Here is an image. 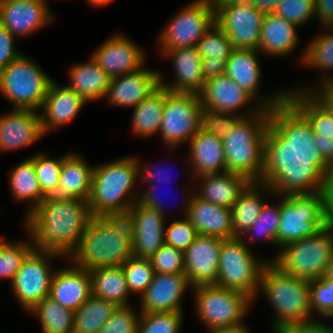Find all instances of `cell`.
<instances>
[{
	"mask_svg": "<svg viewBox=\"0 0 333 333\" xmlns=\"http://www.w3.org/2000/svg\"><path fill=\"white\" fill-rule=\"evenodd\" d=\"M132 256V235L126 215L92 216L68 258L75 266L91 271L120 266Z\"/></svg>",
	"mask_w": 333,
	"mask_h": 333,
	"instance_id": "4",
	"label": "cell"
},
{
	"mask_svg": "<svg viewBox=\"0 0 333 333\" xmlns=\"http://www.w3.org/2000/svg\"><path fill=\"white\" fill-rule=\"evenodd\" d=\"M190 287L185 273H154L151 283L141 294L140 313L182 311V296Z\"/></svg>",
	"mask_w": 333,
	"mask_h": 333,
	"instance_id": "21",
	"label": "cell"
},
{
	"mask_svg": "<svg viewBox=\"0 0 333 333\" xmlns=\"http://www.w3.org/2000/svg\"><path fill=\"white\" fill-rule=\"evenodd\" d=\"M156 185L154 184L153 186L151 185L148 187L147 191L145 190L144 194L142 196L138 197L137 202L147 208H150L152 210H156L157 212L161 213L163 216L164 215V208L163 205L161 204V200L159 199V194H156ZM155 186V187H154ZM154 187V188H153Z\"/></svg>",
	"mask_w": 333,
	"mask_h": 333,
	"instance_id": "58",
	"label": "cell"
},
{
	"mask_svg": "<svg viewBox=\"0 0 333 333\" xmlns=\"http://www.w3.org/2000/svg\"><path fill=\"white\" fill-rule=\"evenodd\" d=\"M190 165L194 179L206 174L226 172L225 151L222 139L202 128L190 139Z\"/></svg>",
	"mask_w": 333,
	"mask_h": 333,
	"instance_id": "30",
	"label": "cell"
},
{
	"mask_svg": "<svg viewBox=\"0 0 333 333\" xmlns=\"http://www.w3.org/2000/svg\"><path fill=\"white\" fill-rule=\"evenodd\" d=\"M52 80L33 60L21 54L0 72V93L14 109L38 111Z\"/></svg>",
	"mask_w": 333,
	"mask_h": 333,
	"instance_id": "8",
	"label": "cell"
},
{
	"mask_svg": "<svg viewBox=\"0 0 333 333\" xmlns=\"http://www.w3.org/2000/svg\"><path fill=\"white\" fill-rule=\"evenodd\" d=\"M304 333H333V328L324 322L314 321V319L305 322Z\"/></svg>",
	"mask_w": 333,
	"mask_h": 333,
	"instance_id": "62",
	"label": "cell"
},
{
	"mask_svg": "<svg viewBox=\"0 0 333 333\" xmlns=\"http://www.w3.org/2000/svg\"><path fill=\"white\" fill-rule=\"evenodd\" d=\"M215 22V8L209 0H196L176 14L159 37L160 50L196 47Z\"/></svg>",
	"mask_w": 333,
	"mask_h": 333,
	"instance_id": "13",
	"label": "cell"
},
{
	"mask_svg": "<svg viewBox=\"0 0 333 333\" xmlns=\"http://www.w3.org/2000/svg\"><path fill=\"white\" fill-rule=\"evenodd\" d=\"M189 195L185 200L184 216L190 220L198 235L233 238L231 208L214 205L191 191Z\"/></svg>",
	"mask_w": 333,
	"mask_h": 333,
	"instance_id": "22",
	"label": "cell"
},
{
	"mask_svg": "<svg viewBox=\"0 0 333 333\" xmlns=\"http://www.w3.org/2000/svg\"><path fill=\"white\" fill-rule=\"evenodd\" d=\"M306 321L275 322L272 327L276 333H304Z\"/></svg>",
	"mask_w": 333,
	"mask_h": 333,
	"instance_id": "60",
	"label": "cell"
},
{
	"mask_svg": "<svg viewBox=\"0 0 333 333\" xmlns=\"http://www.w3.org/2000/svg\"><path fill=\"white\" fill-rule=\"evenodd\" d=\"M91 295L110 301L116 306H129L130 293L122 265L89 271Z\"/></svg>",
	"mask_w": 333,
	"mask_h": 333,
	"instance_id": "36",
	"label": "cell"
},
{
	"mask_svg": "<svg viewBox=\"0 0 333 333\" xmlns=\"http://www.w3.org/2000/svg\"><path fill=\"white\" fill-rule=\"evenodd\" d=\"M286 176L285 172L276 178L266 181H251L241 192L234 206L231 208L233 222V238L244 237L243 234L257 220L262 206L265 204L260 188L275 193L280 181ZM259 188V190H258Z\"/></svg>",
	"mask_w": 333,
	"mask_h": 333,
	"instance_id": "27",
	"label": "cell"
},
{
	"mask_svg": "<svg viewBox=\"0 0 333 333\" xmlns=\"http://www.w3.org/2000/svg\"><path fill=\"white\" fill-rule=\"evenodd\" d=\"M333 252V224L315 235L285 245L273 261L289 275L306 281L320 279Z\"/></svg>",
	"mask_w": 333,
	"mask_h": 333,
	"instance_id": "7",
	"label": "cell"
},
{
	"mask_svg": "<svg viewBox=\"0 0 333 333\" xmlns=\"http://www.w3.org/2000/svg\"><path fill=\"white\" fill-rule=\"evenodd\" d=\"M58 256L61 257L54 252L33 249L16 272L11 287L20 305L28 312L49 296L54 275L49 262Z\"/></svg>",
	"mask_w": 333,
	"mask_h": 333,
	"instance_id": "14",
	"label": "cell"
},
{
	"mask_svg": "<svg viewBox=\"0 0 333 333\" xmlns=\"http://www.w3.org/2000/svg\"><path fill=\"white\" fill-rule=\"evenodd\" d=\"M322 85L318 90H306L307 88L300 89V91H308L310 95L328 112L333 113V77L324 76L322 78ZM313 91V92H312ZM316 93V94H315Z\"/></svg>",
	"mask_w": 333,
	"mask_h": 333,
	"instance_id": "56",
	"label": "cell"
},
{
	"mask_svg": "<svg viewBox=\"0 0 333 333\" xmlns=\"http://www.w3.org/2000/svg\"><path fill=\"white\" fill-rule=\"evenodd\" d=\"M268 261H258L243 238L225 239L220 248L216 285L245 293L252 299L259 291Z\"/></svg>",
	"mask_w": 333,
	"mask_h": 333,
	"instance_id": "9",
	"label": "cell"
},
{
	"mask_svg": "<svg viewBox=\"0 0 333 333\" xmlns=\"http://www.w3.org/2000/svg\"><path fill=\"white\" fill-rule=\"evenodd\" d=\"M165 244L185 251L198 236L195 227L185 216L184 219L174 221L165 228Z\"/></svg>",
	"mask_w": 333,
	"mask_h": 333,
	"instance_id": "52",
	"label": "cell"
},
{
	"mask_svg": "<svg viewBox=\"0 0 333 333\" xmlns=\"http://www.w3.org/2000/svg\"><path fill=\"white\" fill-rule=\"evenodd\" d=\"M163 169L158 167V169L155 171L151 170V167L150 165H144L143 169H141L140 165H139V173L142 172V179L143 180H147L149 182L153 181L154 184H160L162 183L163 181H165V175L163 176L162 174H164V172H162ZM158 177V178H157Z\"/></svg>",
	"mask_w": 333,
	"mask_h": 333,
	"instance_id": "61",
	"label": "cell"
},
{
	"mask_svg": "<svg viewBox=\"0 0 333 333\" xmlns=\"http://www.w3.org/2000/svg\"><path fill=\"white\" fill-rule=\"evenodd\" d=\"M280 0H251V4L263 14H272Z\"/></svg>",
	"mask_w": 333,
	"mask_h": 333,
	"instance_id": "63",
	"label": "cell"
},
{
	"mask_svg": "<svg viewBox=\"0 0 333 333\" xmlns=\"http://www.w3.org/2000/svg\"><path fill=\"white\" fill-rule=\"evenodd\" d=\"M49 296L62 307L76 311L91 296L89 271L73 266L54 272Z\"/></svg>",
	"mask_w": 333,
	"mask_h": 333,
	"instance_id": "29",
	"label": "cell"
},
{
	"mask_svg": "<svg viewBox=\"0 0 333 333\" xmlns=\"http://www.w3.org/2000/svg\"><path fill=\"white\" fill-rule=\"evenodd\" d=\"M93 167L89 166L82 156L68 153L62 161L58 189L53 196L88 202L91 195Z\"/></svg>",
	"mask_w": 333,
	"mask_h": 333,
	"instance_id": "32",
	"label": "cell"
},
{
	"mask_svg": "<svg viewBox=\"0 0 333 333\" xmlns=\"http://www.w3.org/2000/svg\"><path fill=\"white\" fill-rule=\"evenodd\" d=\"M240 117L243 116L216 111H203L201 128L223 139Z\"/></svg>",
	"mask_w": 333,
	"mask_h": 333,
	"instance_id": "53",
	"label": "cell"
},
{
	"mask_svg": "<svg viewBox=\"0 0 333 333\" xmlns=\"http://www.w3.org/2000/svg\"><path fill=\"white\" fill-rule=\"evenodd\" d=\"M166 97V88L159 85L141 103L134 107L132 131L138 136L150 137L159 132Z\"/></svg>",
	"mask_w": 333,
	"mask_h": 333,
	"instance_id": "37",
	"label": "cell"
},
{
	"mask_svg": "<svg viewBox=\"0 0 333 333\" xmlns=\"http://www.w3.org/2000/svg\"><path fill=\"white\" fill-rule=\"evenodd\" d=\"M183 312L140 313L136 333H178Z\"/></svg>",
	"mask_w": 333,
	"mask_h": 333,
	"instance_id": "44",
	"label": "cell"
},
{
	"mask_svg": "<svg viewBox=\"0 0 333 333\" xmlns=\"http://www.w3.org/2000/svg\"><path fill=\"white\" fill-rule=\"evenodd\" d=\"M14 39V35L0 23V72L21 55L14 47Z\"/></svg>",
	"mask_w": 333,
	"mask_h": 333,
	"instance_id": "55",
	"label": "cell"
},
{
	"mask_svg": "<svg viewBox=\"0 0 333 333\" xmlns=\"http://www.w3.org/2000/svg\"><path fill=\"white\" fill-rule=\"evenodd\" d=\"M315 15L326 28L333 27V0H314Z\"/></svg>",
	"mask_w": 333,
	"mask_h": 333,
	"instance_id": "57",
	"label": "cell"
},
{
	"mask_svg": "<svg viewBox=\"0 0 333 333\" xmlns=\"http://www.w3.org/2000/svg\"><path fill=\"white\" fill-rule=\"evenodd\" d=\"M199 318L209 329L242 325L253 299L243 292L217 285L192 288Z\"/></svg>",
	"mask_w": 333,
	"mask_h": 333,
	"instance_id": "10",
	"label": "cell"
},
{
	"mask_svg": "<svg viewBox=\"0 0 333 333\" xmlns=\"http://www.w3.org/2000/svg\"><path fill=\"white\" fill-rule=\"evenodd\" d=\"M213 7H226L228 5H247L251 3V0H209Z\"/></svg>",
	"mask_w": 333,
	"mask_h": 333,
	"instance_id": "65",
	"label": "cell"
},
{
	"mask_svg": "<svg viewBox=\"0 0 333 333\" xmlns=\"http://www.w3.org/2000/svg\"><path fill=\"white\" fill-rule=\"evenodd\" d=\"M209 333H249V332L247 330V327L242 324L234 327L209 329Z\"/></svg>",
	"mask_w": 333,
	"mask_h": 333,
	"instance_id": "64",
	"label": "cell"
},
{
	"mask_svg": "<svg viewBox=\"0 0 333 333\" xmlns=\"http://www.w3.org/2000/svg\"><path fill=\"white\" fill-rule=\"evenodd\" d=\"M202 185L195 194L217 206L232 208L241 192L251 182L247 177L234 173L206 174L197 177ZM198 191V192H197Z\"/></svg>",
	"mask_w": 333,
	"mask_h": 333,
	"instance_id": "31",
	"label": "cell"
},
{
	"mask_svg": "<svg viewBox=\"0 0 333 333\" xmlns=\"http://www.w3.org/2000/svg\"><path fill=\"white\" fill-rule=\"evenodd\" d=\"M149 260L154 273H185L184 251L173 246L164 244Z\"/></svg>",
	"mask_w": 333,
	"mask_h": 333,
	"instance_id": "48",
	"label": "cell"
},
{
	"mask_svg": "<svg viewBox=\"0 0 333 333\" xmlns=\"http://www.w3.org/2000/svg\"><path fill=\"white\" fill-rule=\"evenodd\" d=\"M67 155L57 159H50L44 153L34 156V168L42 192L46 196H53L58 189L62 161Z\"/></svg>",
	"mask_w": 333,
	"mask_h": 333,
	"instance_id": "45",
	"label": "cell"
},
{
	"mask_svg": "<svg viewBox=\"0 0 333 333\" xmlns=\"http://www.w3.org/2000/svg\"><path fill=\"white\" fill-rule=\"evenodd\" d=\"M91 57L111 78L137 71L145 63L142 48L121 34L104 41Z\"/></svg>",
	"mask_w": 333,
	"mask_h": 333,
	"instance_id": "19",
	"label": "cell"
},
{
	"mask_svg": "<svg viewBox=\"0 0 333 333\" xmlns=\"http://www.w3.org/2000/svg\"><path fill=\"white\" fill-rule=\"evenodd\" d=\"M321 278L333 279V252H332L330 262L328 263V266L326 267L325 273Z\"/></svg>",
	"mask_w": 333,
	"mask_h": 333,
	"instance_id": "66",
	"label": "cell"
},
{
	"mask_svg": "<svg viewBox=\"0 0 333 333\" xmlns=\"http://www.w3.org/2000/svg\"><path fill=\"white\" fill-rule=\"evenodd\" d=\"M117 306L91 295L74 311L73 333H97Z\"/></svg>",
	"mask_w": 333,
	"mask_h": 333,
	"instance_id": "39",
	"label": "cell"
},
{
	"mask_svg": "<svg viewBox=\"0 0 333 333\" xmlns=\"http://www.w3.org/2000/svg\"><path fill=\"white\" fill-rule=\"evenodd\" d=\"M297 28L274 13L265 14L258 50L274 56L290 54L299 42Z\"/></svg>",
	"mask_w": 333,
	"mask_h": 333,
	"instance_id": "33",
	"label": "cell"
},
{
	"mask_svg": "<svg viewBox=\"0 0 333 333\" xmlns=\"http://www.w3.org/2000/svg\"><path fill=\"white\" fill-rule=\"evenodd\" d=\"M227 61H201V71L204 83L223 75L226 72Z\"/></svg>",
	"mask_w": 333,
	"mask_h": 333,
	"instance_id": "59",
	"label": "cell"
},
{
	"mask_svg": "<svg viewBox=\"0 0 333 333\" xmlns=\"http://www.w3.org/2000/svg\"><path fill=\"white\" fill-rule=\"evenodd\" d=\"M33 249L32 239L28 243H10L0 238V279L12 282L23 260Z\"/></svg>",
	"mask_w": 333,
	"mask_h": 333,
	"instance_id": "43",
	"label": "cell"
},
{
	"mask_svg": "<svg viewBox=\"0 0 333 333\" xmlns=\"http://www.w3.org/2000/svg\"><path fill=\"white\" fill-rule=\"evenodd\" d=\"M224 240L198 235L184 251L185 274L191 287L216 285L220 248Z\"/></svg>",
	"mask_w": 333,
	"mask_h": 333,
	"instance_id": "18",
	"label": "cell"
},
{
	"mask_svg": "<svg viewBox=\"0 0 333 333\" xmlns=\"http://www.w3.org/2000/svg\"><path fill=\"white\" fill-rule=\"evenodd\" d=\"M42 136L41 118L37 111L12 109L0 116V151L28 147Z\"/></svg>",
	"mask_w": 333,
	"mask_h": 333,
	"instance_id": "23",
	"label": "cell"
},
{
	"mask_svg": "<svg viewBox=\"0 0 333 333\" xmlns=\"http://www.w3.org/2000/svg\"><path fill=\"white\" fill-rule=\"evenodd\" d=\"M91 217L87 201L47 196L25 222L34 250L67 257L77 248Z\"/></svg>",
	"mask_w": 333,
	"mask_h": 333,
	"instance_id": "2",
	"label": "cell"
},
{
	"mask_svg": "<svg viewBox=\"0 0 333 333\" xmlns=\"http://www.w3.org/2000/svg\"><path fill=\"white\" fill-rule=\"evenodd\" d=\"M93 6H104L108 3H111L113 0H87Z\"/></svg>",
	"mask_w": 333,
	"mask_h": 333,
	"instance_id": "67",
	"label": "cell"
},
{
	"mask_svg": "<svg viewBox=\"0 0 333 333\" xmlns=\"http://www.w3.org/2000/svg\"><path fill=\"white\" fill-rule=\"evenodd\" d=\"M275 194L284 196L280 201L276 245L283 248L291 242L315 235L329 224L323 194L311 179H296L286 175Z\"/></svg>",
	"mask_w": 333,
	"mask_h": 333,
	"instance_id": "3",
	"label": "cell"
},
{
	"mask_svg": "<svg viewBox=\"0 0 333 333\" xmlns=\"http://www.w3.org/2000/svg\"><path fill=\"white\" fill-rule=\"evenodd\" d=\"M122 268L130 293L141 295L154 276L150 260L132 256L122 264Z\"/></svg>",
	"mask_w": 333,
	"mask_h": 333,
	"instance_id": "46",
	"label": "cell"
},
{
	"mask_svg": "<svg viewBox=\"0 0 333 333\" xmlns=\"http://www.w3.org/2000/svg\"><path fill=\"white\" fill-rule=\"evenodd\" d=\"M67 85L85 102L96 101L106 96L111 77L91 57L88 62L71 67Z\"/></svg>",
	"mask_w": 333,
	"mask_h": 333,
	"instance_id": "34",
	"label": "cell"
},
{
	"mask_svg": "<svg viewBox=\"0 0 333 333\" xmlns=\"http://www.w3.org/2000/svg\"><path fill=\"white\" fill-rule=\"evenodd\" d=\"M165 58L173 60L175 82L168 84L162 80L159 73V85L173 93L199 94L204 85L201 71V56L197 47L176 48L173 50H161Z\"/></svg>",
	"mask_w": 333,
	"mask_h": 333,
	"instance_id": "25",
	"label": "cell"
},
{
	"mask_svg": "<svg viewBox=\"0 0 333 333\" xmlns=\"http://www.w3.org/2000/svg\"><path fill=\"white\" fill-rule=\"evenodd\" d=\"M285 102L286 92H277L236 121L222 139L226 172L250 181H266L284 172Z\"/></svg>",
	"mask_w": 333,
	"mask_h": 333,
	"instance_id": "1",
	"label": "cell"
},
{
	"mask_svg": "<svg viewBox=\"0 0 333 333\" xmlns=\"http://www.w3.org/2000/svg\"><path fill=\"white\" fill-rule=\"evenodd\" d=\"M48 8L45 0H0V23L14 37H23L52 21L53 14Z\"/></svg>",
	"mask_w": 333,
	"mask_h": 333,
	"instance_id": "20",
	"label": "cell"
},
{
	"mask_svg": "<svg viewBox=\"0 0 333 333\" xmlns=\"http://www.w3.org/2000/svg\"><path fill=\"white\" fill-rule=\"evenodd\" d=\"M329 30L328 34L318 36L305 47L300 59L301 64L303 62L302 65L333 70V28H329Z\"/></svg>",
	"mask_w": 333,
	"mask_h": 333,
	"instance_id": "42",
	"label": "cell"
},
{
	"mask_svg": "<svg viewBox=\"0 0 333 333\" xmlns=\"http://www.w3.org/2000/svg\"><path fill=\"white\" fill-rule=\"evenodd\" d=\"M274 14L297 27L302 26L315 15V3L314 0H280Z\"/></svg>",
	"mask_w": 333,
	"mask_h": 333,
	"instance_id": "50",
	"label": "cell"
},
{
	"mask_svg": "<svg viewBox=\"0 0 333 333\" xmlns=\"http://www.w3.org/2000/svg\"><path fill=\"white\" fill-rule=\"evenodd\" d=\"M86 102L68 86L50 82L40 114L43 134L72 121Z\"/></svg>",
	"mask_w": 333,
	"mask_h": 333,
	"instance_id": "26",
	"label": "cell"
},
{
	"mask_svg": "<svg viewBox=\"0 0 333 333\" xmlns=\"http://www.w3.org/2000/svg\"><path fill=\"white\" fill-rule=\"evenodd\" d=\"M139 318L130 306H117L97 333H136Z\"/></svg>",
	"mask_w": 333,
	"mask_h": 333,
	"instance_id": "51",
	"label": "cell"
},
{
	"mask_svg": "<svg viewBox=\"0 0 333 333\" xmlns=\"http://www.w3.org/2000/svg\"><path fill=\"white\" fill-rule=\"evenodd\" d=\"M311 313L333 318V279L310 281ZM314 311V312H313Z\"/></svg>",
	"mask_w": 333,
	"mask_h": 333,
	"instance_id": "49",
	"label": "cell"
},
{
	"mask_svg": "<svg viewBox=\"0 0 333 333\" xmlns=\"http://www.w3.org/2000/svg\"><path fill=\"white\" fill-rule=\"evenodd\" d=\"M139 173L137 158L126 157L93 167L91 195L92 216H125L138 196L134 191Z\"/></svg>",
	"mask_w": 333,
	"mask_h": 333,
	"instance_id": "5",
	"label": "cell"
},
{
	"mask_svg": "<svg viewBox=\"0 0 333 333\" xmlns=\"http://www.w3.org/2000/svg\"><path fill=\"white\" fill-rule=\"evenodd\" d=\"M158 86V71L141 67L137 71L111 78L105 97L115 106L134 108Z\"/></svg>",
	"mask_w": 333,
	"mask_h": 333,
	"instance_id": "24",
	"label": "cell"
},
{
	"mask_svg": "<svg viewBox=\"0 0 333 333\" xmlns=\"http://www.w3.org/2000/svg\"><path fill=\"white\" fill-rule=\"evenodd\" d=\"M199 97L203 111L230 114H236L241 107L255 100L226 74L205 82Z\"/></svg>",
	"mask_w": 333,
	"mask_h": 333,
	"instance_id": "28",
	"label": "cell"
},
{
	"mask_svg": "<svg viewBox=\"0 0 333 333\" xmlns=\"http://www.w3.org/2000/svg\"><path fill=\"white\" fill-rule=\"evenodd\" d=\"M259 289L277 313L273 323L312 320L310 281L289 275L268 260Z\"/></svg>",
	"mask_w": 333,
	"mask_h": 333,
	"instance_id": "6",
	"label": "cell"
},
{
	"mask_svg": "<svg viewBox=\"0 0 333 333\" xmlns=\"http://www.w3.org/2000/svg\"><path fill=\"white\" fill-rule=\"evenodd\" d=\"M215 8V22L227 34L233 49L258 50L265 14L251 3Z\"/></svg>",
	"mask_w": 333,
	"mask_h": 333,
	"instance_id": "16",
	"label": "cell"
},
{
	"mask_svg": "<svg viewBox=\"0 0 333 333\" xmlns=\"http://www.w3.org/2000/svg\"><path fill=\"white\" fill-rule=\"evenodd\" d=\"M257 52L252 49H233L226 62L225 74L256 99L260 85L261 68Z\"/></svg>",
	"mask_w": 333,
	"mask_h": 333,
	"instance_id": "35",
	"label": "cell"
},
{
	"mask_svg": "<svg viewBox=\"0 0 333 333\" xmlns=\"http://www.w3.org/2000/svg\"><path fill=\"white\" fill-rule=\"evenodd\" d=\"M284 138L333 139V113L307 91H286Z\"/></svg>",
	"mask_w": 333,
	"mask_h": 333,
	"instance_id": "11",
	"label": "cell"
},
{
	"mask_svg": "<svg viewBox=\"0 0 333 333\" xmlns=\"http://www.w3.org/2000/svg\"><path fill=\"white\" fill-rule=\"evenodd\" d=\"M132 235L133 256L150 258L165 244V217L135 202L126 213Z\"/></svg>",
	"mask_w": 333,
	"mask_h": 333,
	"instance_id": "17",
	"label": "cell"
},
{
	"mask_svg": "<svg viewBox=\"0 0 333 333\" xmlns=\"http://www.w3.org/2000/svg\"><path fill=\"white\" fill-rule=\"evenodd\" d=\"M203 105L199 94L173 93L166 97L159 131L166 146L181 145L201 129Z\"/></svg>",
	"mask_w": 333,
	"mask_h": 333,
	"instance_id": "12",
	"label": "cell"
},
{
	"mask_svg": "<svg viewBox=\"0 0 333 333\" xmlns=\"http://www.w3.org/2000/svg\"><path fill=\"white\" fill-rule=\"evenodd\" d=\"M311 181L321 190L327 219L333 224V165L321 169Z\"/></svg>",
	"mask_w": 333,
	"mask_h": 333,
	"instance_id": "54",
	"label": "cell"
},
{
	"mask_svg": "<svg viewBox=\"0 0 333 333\" xmlns=\"http://www.w3.org/2000/svg\"><path fill=\"white\" fill-rule=\"evenodd\" d=\"M333 165V139L284 138V172L296 179H311Z\"/></svg>",
	"mask_w": 333,
	"mask_h": 333,
	"instance_id": "15",
	"label": "cell"
},
{
	"mask_svg": "<svg viewBox=\"0 0 333 333\" xmlns=\"http://www.w3.org/2000/svg\"><path fill=\"white\" fill-rule=\"evenodd\" d=\"M30 313L39 318L43 333H73L74 311L62 307L50 296L37 303Z\"/></svg>",
	"mask_w": 333,
	"mask_h": 333,
	"instance_id": "40",
	"label": "cell"
},
{
	"mask_svg": "<svg viewBox=\"0 0 333 333\" xmlns=\"http://www.w3.org/2000/svg\"><path fill=\"white\" fill-rule=\"evenodd\" d=\"M280 211L281 203L279 205H270L265 203L260 211V214L254 224L243 234H253L257 238L256 234L261 235L262 238L274 243L276 245V234L280 225ZM256 235V236H255Z\"/></svg>",
	"mask_w": 333,
	"mask_h": 333,
	"instance_id": "47",
	"label": "cell"
},
{
	"mask_svg": "<svg viewBox=\"0 0 333 333\" xmlns=\"http://www.w3.org/2000/svg\"><path fill=\"white\" fill-rule=\"evenodd\" d=\"M201 61H227L233 50L227 34L214 24L197 44Z\"/></svg>",
	"mask_w": 333,
	"mask_h": 333,
	"instance_id": "41",
	"label": "cell"
},
{
	"mask_svg": "<svg viewBox=\"0 0 333 333\" xmlns=\"http://www.w3.org/2000/svg\"><path fill=\"white\" fill-rule=\"evenodd\" d=\"M10 188L15 200L30 201L31 213L47 196L42 192L34 168V156L19 163L10 171Z\"/></svg>",
	"mask_w": 333,
	"mask_h": 333,
	"instance_id": "38",
	"label": "cell"
}]
</instances>
